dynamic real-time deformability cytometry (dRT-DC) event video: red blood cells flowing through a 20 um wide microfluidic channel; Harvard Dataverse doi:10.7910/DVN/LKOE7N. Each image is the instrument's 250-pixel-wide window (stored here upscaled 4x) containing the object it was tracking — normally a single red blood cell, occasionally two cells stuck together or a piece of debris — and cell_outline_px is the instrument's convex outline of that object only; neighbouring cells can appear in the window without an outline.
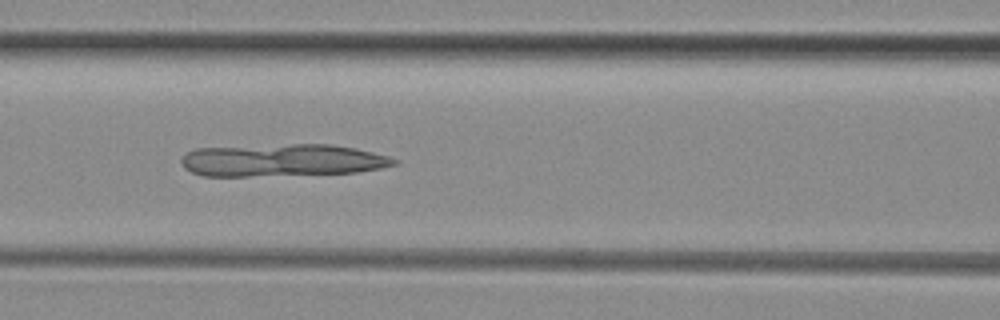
{"species": "common noctule bat (a hibernating species)", "species_latin": "Nyctalus noctula", "temperature_condition": "room temperature", "stored_images_in_passage": 39, "camera_frame_rate_fps": 3000, "um_per_image_px": 0.085, "animal": {"sex": "female", "body_mass_g": 29.2, "forearm_length_mm": 56.3}, "frame": {"image": 1, "passage_image": 10, "time_ms": 3.0, "image_size_px": [1000, 320], "cell_outline_px": [[400, 164], [384, 168], [356, 172], [248, 176], [204, 176], [192, 172], [184, 168], [180, 160], [188, 152], [196, 148], [292, 144], [332, 144], [356, 148], [388, 156], [400, 160]], "centroid_in_image_um": [24.05, 13.62], "position_along_channel_um": 142.6, "area_um2": 40.23}}
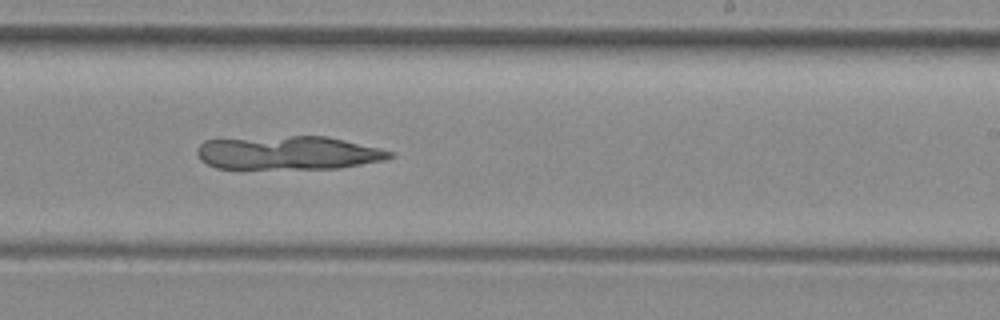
{"frame": {"image": 2, "passage_image": 19, "time_ms": 6.0, "image_size_px": [1000, 320], "cell_outline_px": [[396, 156], [384, 160], [340, 168], [216, 168], [200, 160], [196, 152], [196, 148], [204, 140], [292, 136], [328, 136], [392, 152]], "centroid_in_image_um": [24.47, 12.99], "position_along_channel_um": 264.5, "area_um2": 37.34}}
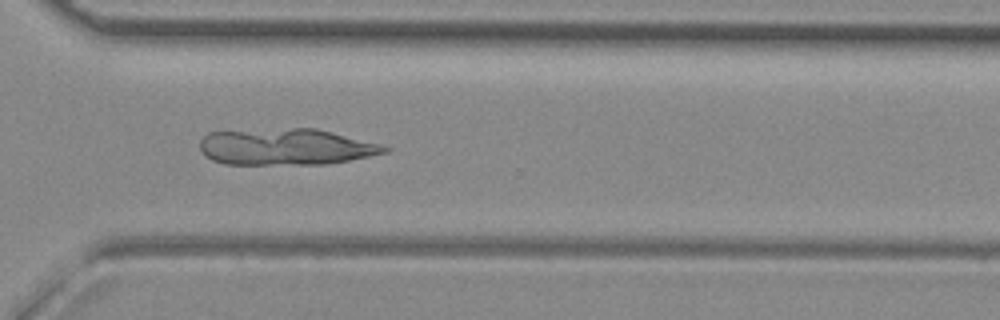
{"frame": {"image": 3, "passage_image": 25, "time_ms": 8.0, "image_size_px": [1000, 320], "cell_outline_px": [[392, 148], [388, 152], [328, 164], [224, 164], [212, 160], [204, 156], [200, 148], [200, 140], [208, 132], [292, 128], [316, 128], [380, 144]], "centroid_in_image_um": [24.28, 12.48], "position_along_channel_um": 346.3, "area_um2": 39.13}}